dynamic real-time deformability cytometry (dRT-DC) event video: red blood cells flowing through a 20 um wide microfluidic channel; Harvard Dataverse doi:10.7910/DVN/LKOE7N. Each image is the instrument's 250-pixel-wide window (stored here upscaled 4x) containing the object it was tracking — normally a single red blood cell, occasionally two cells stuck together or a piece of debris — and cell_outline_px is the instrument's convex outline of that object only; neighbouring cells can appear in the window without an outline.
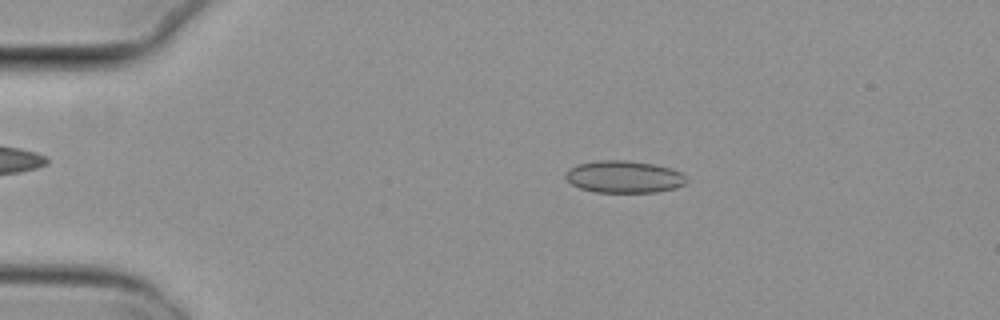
{"species": "common noctule bat (a hibernating species)", "species_latin": "Nyctalus noctula", "temperature_condition": "cold", "stored_images_in_passage": 53, "camera_frame_rate_fps": 3000, "um_per_image_px": 0.085, "animal": {"sex": "female", "body_mass_g": 29.2, "forearm_length_mm": 56.3}, "frame": {"image": 1, "passage_image": 10, "time_ms": 3.0, "image_size_px": [1000, 320], "cell_outline_px": [[688, 180], [684, 184], [676, 188], [656, 192], [592, 192], [580, 188], [572, 184], [564, 176], [564, 172], [568, 168], [576, 164], [596, 160], [624, 160], [656, 164], [672, 168], [684, 172]], "centroid_in_image_um": [53.05, 15.02], "position_along_channel_um": 32.0, "area_um2": 23.12}}
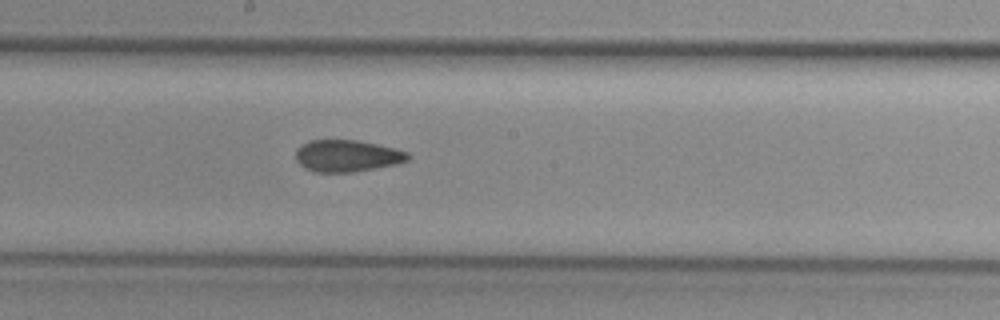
{"frame": {"image": 2, "passage_image": 29, "time_ms": 9.333, "image_size_px": [1000, 320], "cell_outline_px": [[412, 156], [408, 160], [396, 164], [376, 168], [352, 172], [312, 172], [304, 168], [296, 160], [296, 148], [308, 140], [356, 140], [376, 144], [408, 152]], "centroid_in_image_um": [29.47, 13.25], "position_along_channel_um": 218.7, "area_um2": 20.87}}
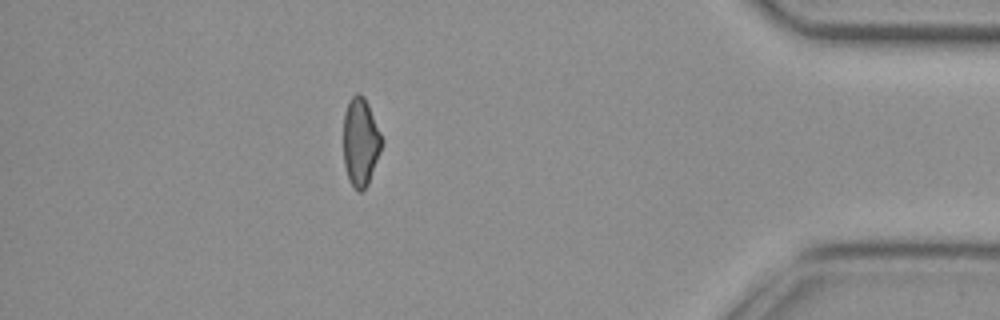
{"frame": {"image": 3, "passage_image": 47, "time_ms": 15.333, "image_size_px": [1000, 320], "cell_outline_px": [[384, 140], [380, 152], [368, 184], [360, 192], [356, 192], [348, 176], [344, 164], [344, 112], [348, 100], [356, 92], [360, 92], [364, 96], [368, 104]], "centroid_in_image_um": [30.65, 12.02], "position_along_channel_um": 404.5, "area_um2": 19.77}, "authors_computed_cell_mechanics": {"area_um2": 21.4438, "velocity_mm_per_s": 3.8251, "shape_relaxation_time_tau1_ms": null, "shape_relaxation_time_tau2_ms": 1.7344, "deformation_change_tau1": null, "deformation_change_tau2": 0.0792}}